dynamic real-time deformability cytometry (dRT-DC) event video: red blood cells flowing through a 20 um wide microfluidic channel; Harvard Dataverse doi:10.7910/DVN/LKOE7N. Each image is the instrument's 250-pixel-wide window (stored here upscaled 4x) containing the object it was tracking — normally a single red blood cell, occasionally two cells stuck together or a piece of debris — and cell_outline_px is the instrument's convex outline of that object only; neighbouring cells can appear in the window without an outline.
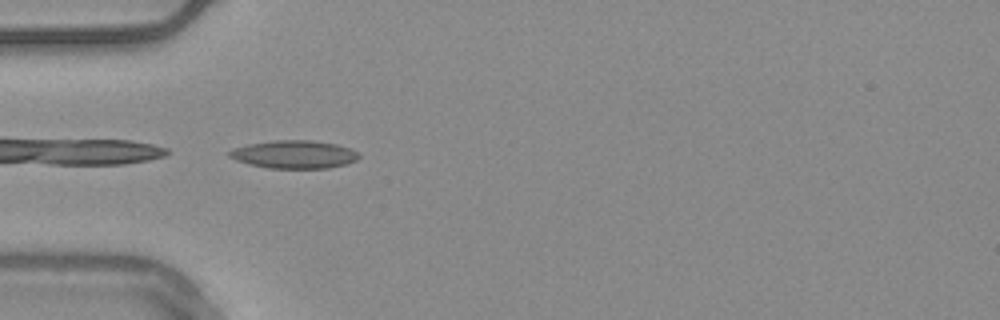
{"species": "common noctule bat (a hibernating species)", "species_latin": "Nyctalus noctula", "temperature_condition": "warm", "stored_images_in_passage": 21, "camera_frame_rate_fps": 3000, "um_per_image_px": 0.085, "animal": {"sex": "male", "body_mass_g": 20.4}, "frame": {"image": 1, "passage_image": 1, "time_ms": 0.0, "image_size_px": [1000, 320], "cell_outline_px": [[360, 156], [356, 160], [344, 164], [328, 168], [268, 168], [248, 164], [236, 160], [228, 156], [228, 152], [232, 148], [248, 144], [272, 140], [312, 140], [336, 144], [352, 148], [360, 152]], "centroid_in_image_um": [25.0, 13.11], "position_along_channel_um": 60.0, "area_um2": 21.33}}
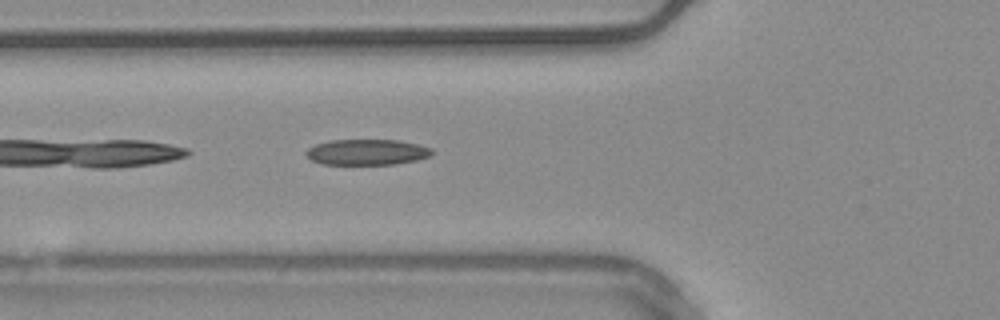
{"frame": {"image": 2, "passage_image": 4, "time_ms": 1.0, "image_size_px": [1000, 320], "cell_outline_px": [[432, 156], [416, 160], [392, 164], [320, 164], [312, 160], [304, 152], [308, 148], [316, 144], [332, 140], [396, 140], [416, 144], [432, 148]], "centroid_in_image_um": [31.18, 12.93], "position_along_channel_um": 94.6, "area_um2": 18.73}}
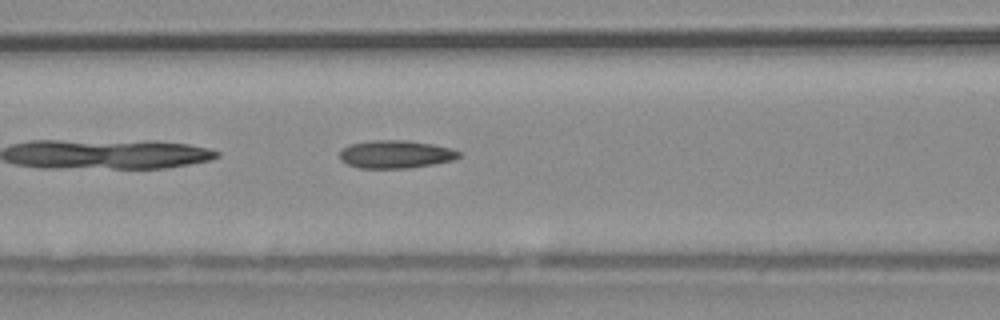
{"frame": {"image": 3, "passage_image": 7, "time_ms": 2.0, "image_size_px": [1000, 320], "cell_outline_px": [[460, 156], [452, 160], [432, 164], [408, 168], [360, 168], [348, 164], [340, 160], [340, 152], [348, 144], [372, 140], [408, 140], [432, 144], [452, 148], [460, 152]], "centroid_in_image_um": [33.62, 13.1], "position_along_channel_um": 133.0, "area_um2": 19.36}}